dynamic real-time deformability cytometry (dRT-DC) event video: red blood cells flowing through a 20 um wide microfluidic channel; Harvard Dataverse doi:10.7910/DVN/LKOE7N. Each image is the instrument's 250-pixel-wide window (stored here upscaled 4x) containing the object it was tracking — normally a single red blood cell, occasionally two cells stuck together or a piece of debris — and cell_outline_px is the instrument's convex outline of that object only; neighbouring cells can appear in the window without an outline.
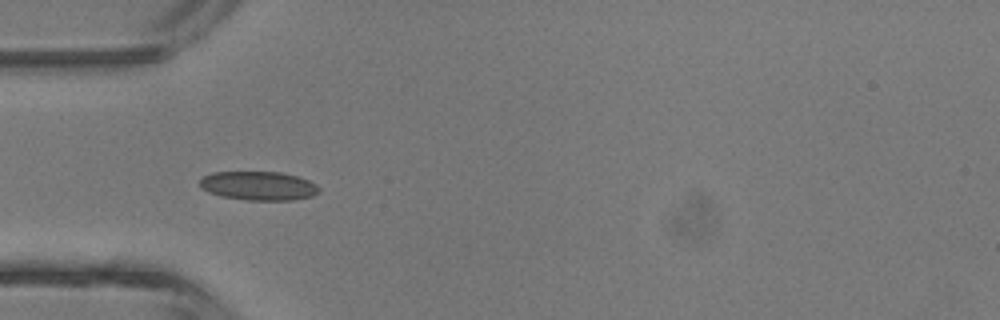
{"species": "common noctule bat (a hibernating species)", "species_latin": "Nyctalus noctula", "temperature_condition": "room temperature", "stored_images_in_passage": 5, "camera_frame_rate_fps": 3000, "um_per_image_px": 0.085, "animal": {"sex": "male", "body_mass_g": 13.3}, "frame": {"image": 1, "passage_image": 5, "time_ms": 5.333, "image_size_px": [1000, 320], "cell_outline_px": [[320, 192], [312, 196], [292, 200], [248, 200], [220, 196], [208, 192], [200, 188], [200, 180], [204, 176], [212, 172], [280, 172], [296, 176], [308, 180], [316, 184], [320, 188]], "centroid_in_image_um": [21.97, 15.8], "position_along_channel_um": 63.0, "area_um2": 20.11}}